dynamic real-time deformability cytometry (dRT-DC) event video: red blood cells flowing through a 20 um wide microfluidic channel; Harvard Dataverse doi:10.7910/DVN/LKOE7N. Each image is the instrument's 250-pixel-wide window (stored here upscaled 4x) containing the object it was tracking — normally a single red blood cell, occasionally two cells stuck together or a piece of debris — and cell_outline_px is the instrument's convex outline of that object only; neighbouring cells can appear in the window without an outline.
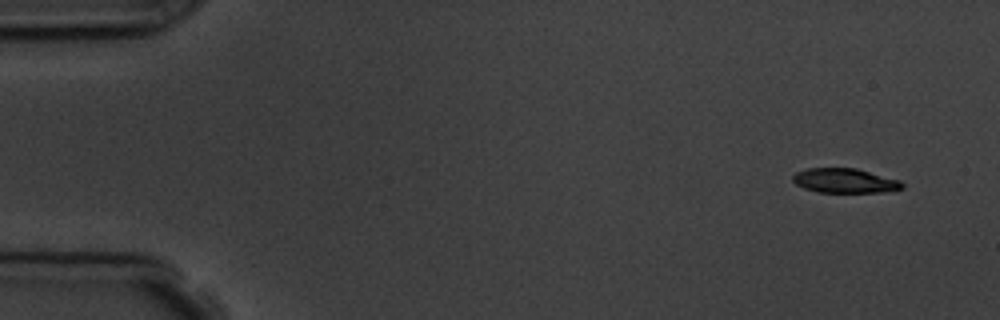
{"species": "common noctule bat (a hibernating species)", "species_latin": "Nyctalus noctula", "temperature_condition": "room temperature", "stored_images_in_passage": 4, "camera_frame_rate_fps": 3000, "um_per_image_px": 0.085, "animal": {"sex": "male", "body_mass_g": 19.5, "forearm_length_mm": 54.6}, "frame": {"image": 1, "passage_image": 1, "time_ms": 0.0, "image_size_px": [1000, 320], "cell_outline_px": [[904, 188], [880, 192], [816, 192], [804, 188], [796, 184], [792, 180], [792, 176], [796, 172], [808, 168], [856, 168], [900, 180], [904, 184]], "centroid_in_image_um": [71.79, 15.35], "position_along_channel_um": 13.2, "area_um2": 15.61}}
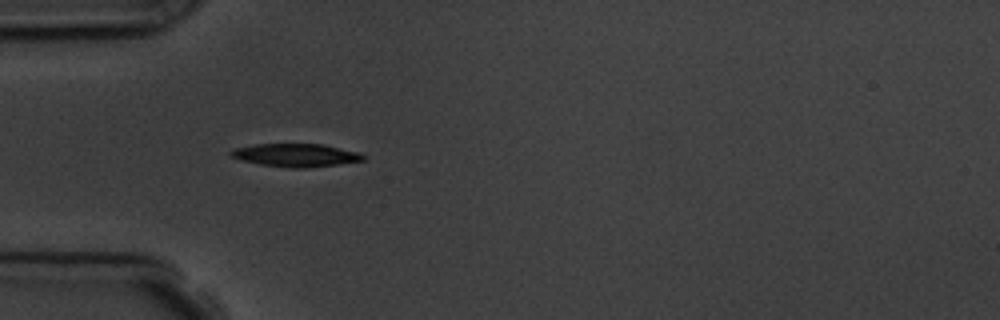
{"frame": {"image": 2, "passage_image": 4, "time_ms": 4.333, "image_size_px": [1000, 320], "cell_outline_px": [[364, 160], [308, 168], [292, 168], [260, 164], [240, 160], [232, 156], [228, 152], [232, 148], [256, 144], [324, 144], [360, 152], [364, 156]], "centroid_in_image_um": [25.12, 13.18], "position_along_channel_um": 59.9, "area_um2": 17.8}}